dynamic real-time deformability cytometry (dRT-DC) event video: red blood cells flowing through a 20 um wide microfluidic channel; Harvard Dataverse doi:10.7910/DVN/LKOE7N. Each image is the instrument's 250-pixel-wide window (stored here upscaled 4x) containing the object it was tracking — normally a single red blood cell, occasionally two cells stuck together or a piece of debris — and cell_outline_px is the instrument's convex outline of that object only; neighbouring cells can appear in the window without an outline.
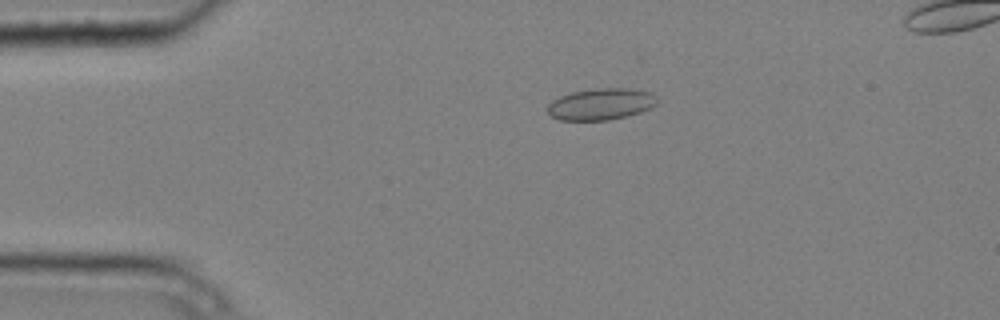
{"species": "common noctule bat (a hibernating species)", "species_latin": "Nyctalus noctula", "temperature_condition": "cold", "stored_images_in_passage": 4, "camera_frame_rate_fps": 3000, "um_per_image_px": 0.085, "animal": {"sex": "male", "body_mass_g": 20.4}, "frame": {"image": 1, "passage_image": 2, "time_ms": 0.333, "image_size_px": [1000, 320], "cell_outline_px": [[656, 104], [652, 108], [640, 112], [608, 120], [560, 120], [552, 116], [548, 112], [548, 104], [552, 100], [560, 96], [572, 92], [596, 88], [632, 88], [652, 92], [656, 96]], "centroid_in_image_um": [51.1, 8.84], "position_along_channel_um": 33.9, "area_um2": 20.17}}